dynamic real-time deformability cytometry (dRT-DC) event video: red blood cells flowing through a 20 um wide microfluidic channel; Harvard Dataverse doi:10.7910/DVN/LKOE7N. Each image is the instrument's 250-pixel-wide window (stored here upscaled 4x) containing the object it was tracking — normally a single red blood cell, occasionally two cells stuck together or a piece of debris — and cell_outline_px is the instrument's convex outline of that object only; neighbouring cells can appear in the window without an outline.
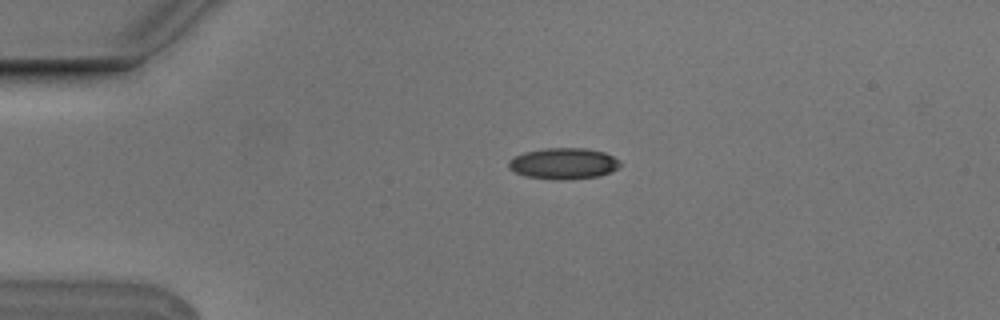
{"species": "Egyptian fruit bat (a non-hibernating species)", "species_latin": "Rousettus aegyptiacus", "temperature_condition": "cold", "stored_images_in_passage": 3, "camera_frame_rate_fps": 3000, "um_per_image_px": 0.085, "animal": {"sex": "male"}, "frame": {"image": 1, "passage_image": 2, "time_ms": 0.333, "image_size_px": [1000, 320], "cell_outline_px": [[620, 164], [612, 172], [600, 176], [564, 180], [552, 180], [524, 176], [508, 168], [508, 160], [512, 156], [524, 152], [544, 148], [584, 148], [604, 152], [620, 160]], "centroid_in_image_um": [47.86, 13.9], "position_along_channel_um": 37.1, "area_um2": 20.52}}